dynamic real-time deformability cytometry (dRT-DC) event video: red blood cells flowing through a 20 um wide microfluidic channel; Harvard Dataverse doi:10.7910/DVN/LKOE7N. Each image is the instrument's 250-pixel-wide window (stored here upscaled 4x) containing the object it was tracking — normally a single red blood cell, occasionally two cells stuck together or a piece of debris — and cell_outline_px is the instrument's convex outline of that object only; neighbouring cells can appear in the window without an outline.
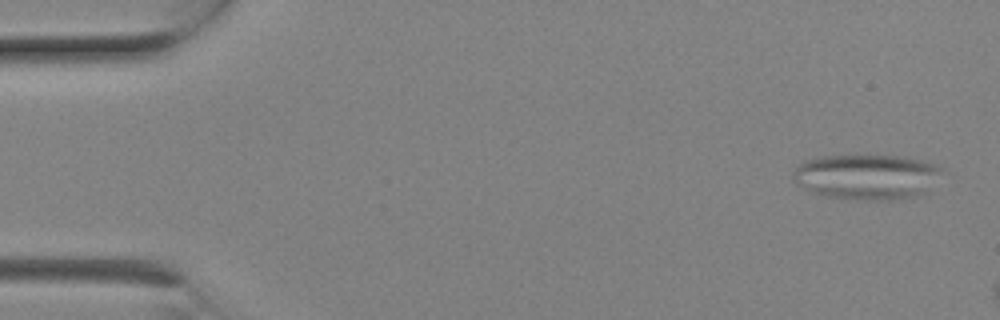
{"species": "Egyptian fruit bat (a non-hibernating species)", "species_latin": "Rousettus aegyptiacus", "temperature_condition": "room temperature", "stored_images_in_passage": 4, "camera_frame_rate_fps": 3000, "um_per_image_px": 0.085, "animal": {"sex": "female"}, "frame": {"image": 1, "passage_image": 1, "time_ms": 0.0, "image_size_px": [1000, 320], "cell_outline_px": [[940, 168], [924, 192], [912, 196], [892, 200], [856, 200], [828, 196], [812, 192], [796, 184], [792, 176], [792, 172], [796, 164], [804, 160], [820, 156], [900, 156], [920, 160], [936, 164]], "centroid_in_image_um": [73.52, 15.02], "position_along_channel_um": 11.5, "area_um2": 38.67}}